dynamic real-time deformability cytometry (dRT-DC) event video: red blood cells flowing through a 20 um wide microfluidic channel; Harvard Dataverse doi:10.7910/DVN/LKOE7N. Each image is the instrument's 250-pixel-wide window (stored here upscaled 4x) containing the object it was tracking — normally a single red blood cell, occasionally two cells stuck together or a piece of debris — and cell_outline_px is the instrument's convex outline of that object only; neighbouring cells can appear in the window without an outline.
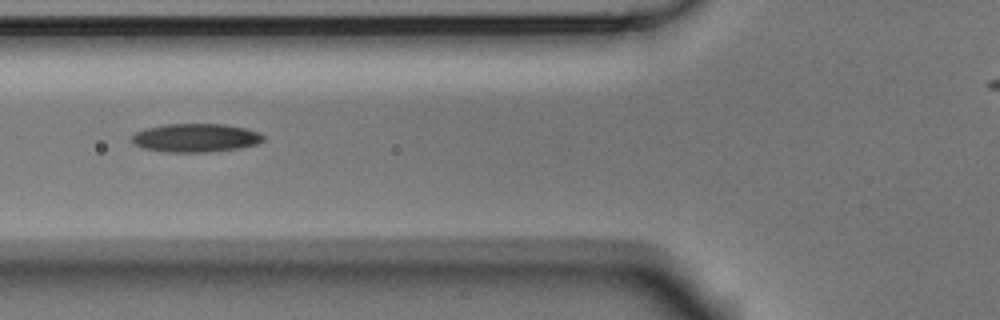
{"species": "Egyptian fruit bat (a non-hibernating species)", "species_latin": "Rousettus aegyptiacus", "temperature_condition": "room temperature", "stored_images_in_passage": 9, "camera_frame_rate_fps": 3000, "um_per_image_px": 0.085, "animal": {"sex": "male"}, "frame": {"image": 1, "passage_image": 4, "time_ms": 1.0, "image_size_px": [1000, 320], "cell_outline_px": [[264, 140], [256, 144], [240, 148], [204, 152], [164, 152], [144, 148], [136, 144], [132, 140], [132, 136], [136, 132], [144, 128], [164, 124], [224, 124], [244, 128], [260, 132], [264, 136]], "centroid_in_image_um": [16.64, 11.71], "position_along_channel_um": 109.2, "area_um2": 21.79}}
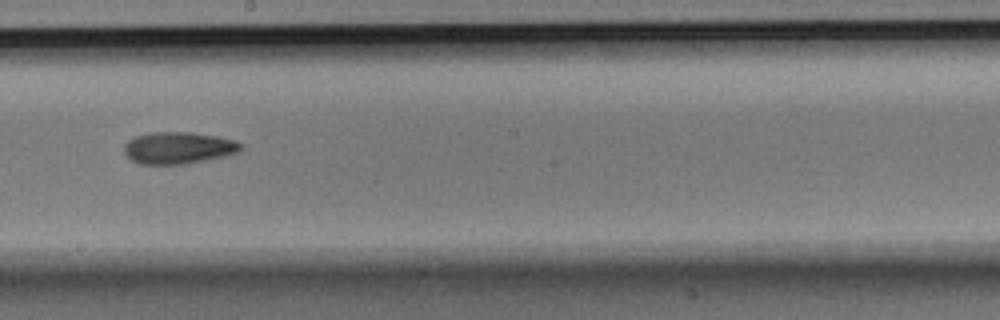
{"frame": {"image": 2, "passage_image": 7, "time_ms": 2.0, "image_size_px": [1000, 320], "cell_outline_px": [[244, 148], [240, 152], [224, 156], [184, 164], [140, 164], [132, 160], [124, 152], [124, 144], [128, 140], [136, 136], [156, 132], [192, 132], [216, 136], [236, 140], [244, 144]], "centroid_in_image_um": [15.21, 12.56], "position_along_channel_um": 233.0, "area_um2": 21.73}}
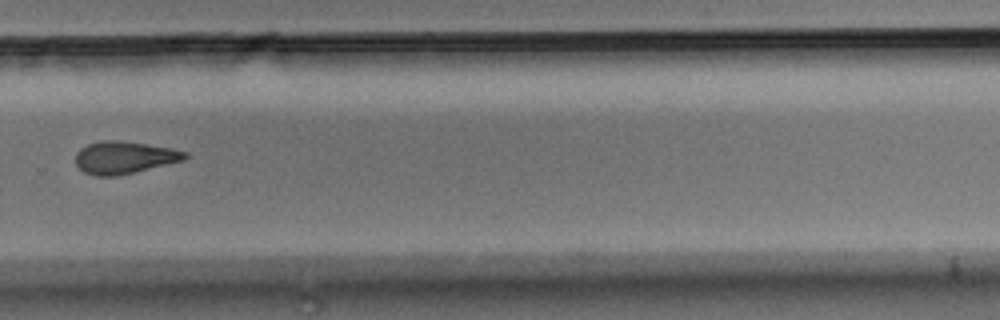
{"frame": {"image": 3, "passage_image": 9, "time_ms": 2.667, "image_size_px": [1000, 320], "cell_outline_px": [[188, 156], [184, 160], [116, 176], [96, 176], [84, 172], [76, 164], [76, 152], [80, 148], [88, 144], [100, 140], [116, 140], [172, 148], [188, 152]], "centroid_in_image_um": [10.54, 13.38], "position_along_channel_um": 319.3, "area_um2": 20.46}}